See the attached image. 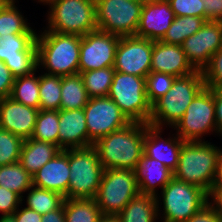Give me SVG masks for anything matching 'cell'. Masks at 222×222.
Segmentation results:
<instances>
[{
	"instance_id": "1",
	"label": "cell",
	"mask_w": 222,
	"mask_h": 222,
	"mask_svg": "<svg viewBox=\"0 0 222 222\" xmlns=\"http://www.w3.org/2000/svg\"><path fill=\"white\" fill-rule=\"evenodd\" d=\"M146 124L130 122L114 132L99 138L93 146L104 170H135L141 160Z\"/></svg>"
},
{
	"instance_id": "2",
	"label": "cell",
	"mask_w": 222,
	"mask_h": 222,
	"mask_svg": "<svg viewBox=\"0 0 222 222\" xmlns=\"http://www.w3.org/2000/svg\"><path fill=\"white\" fill-rule=\"evenodd\" d=\"M220 148L208 141H184L174 178L199 186L210 194L221 163Z\"/></svg>"
},
{
	"instance_id": "3",
	"label": "cell",
	"mask_w": 222,
	"mask_h": 222,
	"mask_svg": "<svg viewBox=\"0 0 222 222\" xmlns=\"http://www.w3.org/2000/svg\"><path fill=\"white\" fill-rule=\"evenodd\" d=\"M81 36L43 30L37 34V62L45 74L68 76L79 73Z\"/></svg>"
},
{
	"instance_id": "4",
	"label": "cell",
	"mask_w": 222,
	"mask_h": 222,
	"mask_svg": "<svg viewBox=\"0 0 222 222\" xmlns=\"http://www.w3.org/2000/svg\"><path fill=\"white\" fill-rule=\"evenodd\" d=\"M204 87L205 81L201 70L176 77L168 92L152 105L148 124L156 128H173Z\"/></svg>"
},
{
	"instance_id": "5",
	"label": "cell",
	"mask_w": 222,
	"mask_h": 222,
	"mask_svg": "<svg viewBox=\"0 0 222 222\" xmlns=\"http://www.w3.org/2000/svg\"><path fill=\"white\" fill-rule=\"evenodd\" d=\"M46 27L55 33L83 36L97 30L95 0H48Z\"/></svg>"
},
{
	"instance_id": "6",
	"label": "cell",
	"mask_w": 222,
	"mask_h": 222,
	"mask_svg": "<svg viewBox=\"0 0 222 222\" xmlns=\"http://www.w3.org/2000/svg\"><path fill=\"white\" fill-rule=\"evenodd\" d=\"M156 200L159 222H186L209 202V194L199 186L173 177L156 195Z\"/></svg>"
},
{
	"instance_id": "7",
	"label": "cell",
	"mask_w": 222,
	"mask_h": 222,
	"mask_svg": "<svg viewBox=\"0 0 222 222\" xmlns=\"http://www.w3.org/2000/svg\"><path fill=\"white\" fill-rule=\"evenodd\" d=\"M69 169L65 199H95L104 171L96 148L69 149Z\"/></svg>"
},
{
	"instance_id": "8",
	"label": "cell",
	"mask_w": 222,
	"mask_h": 222,
	"mask_svg": "<svg viewBox=\"0 0 222 222\" xmlns=\"http://www.w3.org/2000/svg\"><path fill=\"white\" fill-rule=\"evenodd\" d=\"M108 96L130 122L148 124L152 105L147 98L145 78L115 71Z\"/></svg>"
},
{
	"instance_id": "9",
	"label": "cell",
	"mask_w": 222,
	"mask_h": 222,
	"mask_svg": "<svg viewBox=\"0 0 222 222\" xmlns=\"http://www.w3.org/2000/svg\"><path fill=\"white\" fill-rule=\"evenodd\" d=\"M172 129L183 141H205L203 136L217 135L214 89L205 86Z\"/></svg>"
},
{
	"instance_id": "10",
	"label": "cell",
	"mask_w": 222,
	"mask_h": 222,
	"mask_svg": "<svg viewBox=\"0 0 222 222\" xmlns=\"http://www.w3.org/2000/svg\"><path fill=\"white\" fill-rule=\"evenodd\" d=\"M144 0H95L96 25L119 37L135 36Z\"/></svg>"
},
{
	"instance_id": "11",
	"label": "cell",
	"mask_w": 222,
	"mask_h": 222,
	"mask_svg": "<svg viewBox=\"0 0 222 222\" xmlns=\"http://www.w3.org/2000/svg\"><path fill=\"white\" fill-rule=\"evenodd\" d=\"M135 172L129 169H106L95 197L103 215H118L139 194Z\"/></svg>"
},
{
	"instance_id": "12",
	"label": "cell",
	"mask_w": 222,
	"mask_h": 222,
	"mask_svg": "<svg viewBox=\"0 0 222 222\" xmlns=\"http://www.w3.org/2000/svg\"><path fill=\"white\" fill-rule=\"evenodd\" d=\"M37 33L31 27L25 34L0 35V60L15 78L29 75L38 69Z\"/></svg>"
},
{
	"instance_id": "13",
	"label": "cell",
	"mask_w": 222,
	"mask_h": 222,
	"mask_svg": "<svg viewBox=\"0 0 222 222\" xmlns=\"http://www.w3.org/2000/svg\"><path fill=\"white\" fill-rule=\"evenodd\" d=\"M84 113L88 129V147L99 138L130 123L109 96L89 98Z\"/></svg>"
},
{
	"instance_id": "14",
	"label": "cell",
	"mask_w": 222,
	"mask_h": 222,
	"mask_svg": "<svg viewBox=\"0 0 222 222\" xmlns=\"http://www.w3.org/2000/svg\"><path fill=\"white\" fill-rule=\"evenodd\" d=\"M153 40L137 36L120 37L114 70L146 78L151 72Z\"/></svg>"
},
{
	"instance_id": "15",
	"label": "cell",
	"mask_w": 222,
	"mask_h": 222,
	"mask_svg": "<svg viewBox=\"0 0 222 222\" xmlns=\"http://www.w3.org/2000/svg\"><path fill=\"white\" fill-rule=\"evenodd\" d=\"M120 37L99 29L81 36L79 73L113 67Z\"/></svg>"
},
{
	"instance_id": "16",
	"label": "cell",
	"mask_w": 222,
	"mask_h": 222,
	"mask_svg": "<svg viewBox=\"0 0 222 222\" xmlns=\"http://www.w3.org/2000/svg\"><path fill=\"white\" fill-rule=\"evenodd\" d=\"M181 47L192 66L202 71L211 56L222 49V22L206 21Z\"/></svg>"
},
{
	"instance_id": "17",
	"label": "cell",
	"mask_w": 222,
	"mask_h": 222,
	"mask_svg": "<svg viewBox=\"0 0 222 222\" xmlns=\"http://www.w3.org/2000/svg\"><path fill=\"white\" fill-rule=\"evenodd\" d=\"M174 18V12L167 0H146L135 36L160 41Z\"/></svg>"
},
{
	"instance_id": "18",
	"label": "cell",
	"mask_w": 222,
	"mask_h": 222,
	"mask_svg": "<svg viewBox=\"0 0 222 222\" xmlns=\"http://www.w3.org/2000/svg\"><path fill=\"white\" fill-rule=\"evenodd\" d=\"M39 110L15 102L10 97L0 99V128L23 140L31 138Z\"/></svg>"
},
{
	"instance_id": "19",
	"label": "cell",
	"mask_w": 222,
	"mask_h": 222,
	"mask_svg": "<svg viewBox=\"0 0 222 222\" xmlns=\"http://www.w3.org/2000/svg\"><path fill=\"white\" fill-rule=\"evenodd\" d=\"M164 130L165 128H156L146 124L143 153L159 160L174 172L178 166L179 154L184 141L177 134H168L169 137L164 138Z\"/></svg>"
},
{
	"instance_id": "20",
	"label": "cell",
	"mask_w": 222,
	"mask_h": 222,
	"mask_svg": "<svg viewBox=\"0 0 222 222\" xmlns=\"http://www.w3.org/2000/svg\"><path fill=\"white\" fill-rule=\"evenodd\" d=\"M151 72L170 74L175 77L189 75L196 71L188 61L181 45L153 41Z\"/></svg>"
},
{
	"instance_id": "21",
	"label": "cell",
	"mask_w": 222,
	"mask_h": 222,
	"mask_svg": "<svg viewBox=\"0 0 222 222\" xmlns=\"http://www.w3.org/2000/svg\"><path fill=\"white\" fill-rule=\"evenodd\" d=\"M69 176V149L61 150L32 176L33 186L65 196L68 191Z\"/></svg>"
},
{
	"instance_id": "22",
	"label": "cell",
	"mask_w": 222,
	"mask_h": 222,
	"mask_svg": "<svg viewBox=\"0 0 222 222\" xmlns=\"http://www.w3.org/2000/svg\"><path fill=\"white\" fill-rule=\"evenodd\" d=\"M58 147L61 150L88 147L84 109L59 110Z\"/></svg>"
},
{
	"instance_id": "23",
	"label": "cell",
	"mask_w": 222,
	"mask_h": 222,
	"mask_svg": "<svg viewBox=\"0 0 222 222\" xmlns=\"http://www.w3.org/2000/svg\"><path fill=\"white\" fill-rule=\"evenodd\" d=\"M139 192L156 196L158 188L162 190L166 184L174 177L171 169L159 160L150 158L144 153L134 170Z\"/></svg>"
},
{
	"instance_id": "24",
	"label": "cell",
	"mask_w": 222,
	"mask_h": 222,
	"mask_svg": "<svg viewBox=\"0 0 222 222\" xmlns=\"http://www.w3.org/2000/svg\"><path fill=\"white\" fill-rule=\"evenodd\" d=\"M61 149L52 143L37 141L33 138L25 139L19 157L21 166L32 176Z\"/></svg>"
},
{
	"instance_id": "25",
	"label": "cell",
	"mask_w": 222,
	"mask_h": 222,
	"mask_svg": "<svg viewBox=\"0 0 222 222\" xmlns=\"http://www.w3.org/2000/svg\"><path fill=\"white\" fill-rule=\"evenodd\" d=\"M117 216L120 222H156L159 220L156 196L139 193Z\"/></svg>"
},
{
	"instance_id": "26",
	"label": "cell",
	"mask_w": 222,
	"mask_h": 222,
	"mask_svg": "<svg viewBox=\"0 0 222 222\" xmlns=\"http://www.w3.org/2000/svg\"><path fill=\"white\" fill-rule=\"evenodd\" d=\"M89 97L80 73L61 76L60 110L84 109Z\"/></svg>"
},
{
	"instance_id": "27",
	"label": "cell",
	"mask_w": 222,
	"mask_h": 222,
	"mask_svg": "<svg viewBox=\"0 0 222 222\" xmlns=\"http://www.w3.org/2000/svg\"><path fill=\"white\" fill-rule=\"evenodd\" d=\"M36 72L39 73V70L26 76L16 77L9 97L15 102L39 110V74Z\"/></svg>"
},
{
	"instance_id": "28",
	"label": "cell",
	"mask_w": 222,
	"mask_h": 222,
	"mask_svg": "<svg viewBox=\"0 0 222 222\" xmlns=\"http://www.w3.org/2000/svg\"><path fill=\"white\" fill-rule=\"evenodd\" d=\"M22 201L26 202V208L43 215L59 209L63 205L65 197L58 192L32 186L27 191V195L22 197Z\"/></svg>"
},
{
	"instance_id": "29",
	"label": "cell",
	"mask_w": 222,
	"mask_h": 222,
	"mask_svg": "<svg viewBox=\"0 0 222 222\" xmlns=\"http://www.w3.org/2000/svg\"><path fill=\"white\" fill-rule=\"evenodd\" d=\"M66 222H99L103 216L95 199H65Z\"/></svg>"
},
{
	"instance_id": "30",
	"label": "cell",
	"mask_w": 222,
	"mask_h": 222,
	"mask_svg": "<svg viewBox=\"0 0 222 222\" xmlns=\"http://www.w3.org/2000/svg\"><path fill=\"white\" fill-rule=\"evenodd\" d=\"M0 186L17 193L21 198L33 186V178L19 162L0 166Z\"/></svg>"
},
{
	"instance_id": "31",
	"label": "cell",
	"mask_w": 222,
	"mask_h": 222,
	"mask_svg": "<svg viewBox=\"0 0 222 222\" xmlns=\"http://www.w3.org/2000/svg\"><path fill=\"white\" fill-rule=\"evenodd\" d=\"M205 22L204 18L197 16H175L171 26L160 41L181 45L185 39L195 34Z\"/></svg>"
},
{
	"instance_id": "32",
	"label": "cell",
	"mask_w": 222,
	"mask_h": 222,
	"mask_svg": "<svg viewBox=\"0 0 222 222\" xmlns=\"http://www.w3.org/2000/svg\"><path fill=\"white\" fill-rule=\"evenodd\" d=\"M18 0H8L0 8V35L25 34L31 25L16 6Z\"/></svg>"
},
{
	"instance_id": "33",
	"label": "cell",
	"mask_w": 222,
	"mask_h": 222,
	"mask_svg": "<svg viewBox=\"0 0 222 222\" xmlns=\"http://www.w3.org/2000/svg\"><path fill=\"white\" fill-rule=\"evenodd\" d=\"M39 110H60L61 76L39 75Z\"/></svg>"
},
{
	"instance_id": "34",
	"label": "cell",
	"mask_w": 222,
	"mask_h": 222,
	"mask_svg": "<svg viewBox=\"0 0 222 222\" xmlns=\"http://www.w3.org/2000/svg\"><path fill=\"white\" fill-rule=\"evenodd\" d=\"M59 111L39 110L31 138L58 146Z\"/></svg>"
},
{
	"instance_id": "35",
	"label": "cell",
	"mask_w": 222,
	"mask_h": 222,
	"mask_svg": "<svg viewBox=\"0 0 222 222\" xmlns=\"http://www.w3.org/2000/svg\"><path fill=\"white\" fill-rule=\"evenodd\" d=\"M115 70L105 67L98 70L82 72V79L89 98L108 96Z\"/></svg>"
},
{
	"instance_id": "36",
	"label": "cell",
	"mask_w": 222,
	"mask_h": 222,
	"mask_svg": "<svg viewBox=\"0 0 222 222\" xmlns=\"http://www.w3.org/2000/svg\"><path fill=\"white\" fill-rule=\"evenodd\" d=\"M24 140L0 128V166L19 162Z\"/></svg>"
},
{
	"instance_id": "37",
	"label": "cell",
	"mask_w": 222,
	"mask_h": 222,
	"mask_svg": "<svg viewBox=\"0 0 222 222\" xmlns=\"http://www.w3.org/2000/svg\"><path fill=\"white\" fill-rule=\"evenodd\" d=\"M175 78L173 75L159 72H150L146 76V94L151 105L168 92Z\"/></svg>"
},
{
	"instance_id": "38",
	"label": "cell",
	"mask_w": 222,
	"mask_h": 222,
	"mask_svg": "<svg viewBox=\"0 0 222 222\" xmlns=\"http://www.w3.org/2000/svg\"><path fill=\"white\" fill-rule=\"evenodd\" d=\"M205 86L222 90V49H219L210 58L209 63L202 70Z\"/></svg>"
},
{
	"instance_id": "39",
	"label": "cell",
	"mask_w": 222,
	"mask_h": 222,
	"mask_svg": "<svg viewBox=\"0 0 222 222\" xmlns=\"http://www.w3.org/2000/svg\"><path fill=\"white\" fill-rule=\"evenodd\" d=\"M175 16H197L205 19L202 0H167Z\"/></svg>"
},
{
	"instance_id": "40",
	"label": "cell",
	"mask_w": 222,
	"mask_h": 222,
	"mask_svg": "<svg viewBox=\"0 0 222 222\" xmlns=\"http://www.w3.org/2000/svg\"><path fill=\"white\" fill-rule=\"evenodd\" d=\"M21 204L22 198L17 193L0 186L1 216L13 215Z\"/></svg>"
},
{
	"instance_id": "41",
	"label": "cell",
	"mask_w": 222,
	"mask_h": 222,
	"mask_svg": "<svg viewBox=\"0 0 222 222\" xmlns=\"http://www.w3.org/2000/svg\"><path fill=\"white\" fill-rule=\"evenodd\" d=\"M186 222H222V218L214 206L208 202Z\"/></svg>"
},
{
	"instance_id": "42",
	"label": "cell",
	"mask_w": 222,
	"mask_h": 222,
	"mask_svg": "<svg viewBox=\"0 0 222 222\" xmlns=\"http://www.w3.org/2000/svg\"><path fill=\"white\" fill-rule=\"evenodd\" d=\"M14 79L9 68L0 60V99L10 96Z\"/></svg>"
},
{
	"instance_id": "43",
	"label": "cell",
	"mask_w": 222,
	"mask_h": 222,
	"mask_svg": "<svg viewBox=\"0 0 222 222\" xmlns=\"http://www.w3.org/2000/svg\"><path fill=\"white\" fill-rule=\"evenodd\" d=\"M204 3L205 20L222 22V0H202Z\"/></svg>"
},
{
	"instance_id": "44",
	"label": "cell",
	"mask_w": 222,
	"mask_h": 222,
	"mask_svg": "<svg viewBox=\"0 0 222 222\" xmlns=\"http://www.w3.org/2000/svg\"><path fill=\"white\" fill-rule=\"evenodd\" d=\"M16 222H42V215L34 210L22 207V204L13 213Z\"/></svg>"
},
{
	"instance_id": "45",
	"label": "cell",
	"mask_w": 222,
	"mask_h": 222,
	"mask_svg": "<svg viewBox=\"0 0 222 222\" xmlns=\"http://www.w3.org/2000/svg\"><path fill=\"white\" fill-rule=\"evenodd\" d=\"M214 103L217 135L222 137V90H214Z\"/></svg>"
},
{
	"instance_id": "46",
	"label": "cell",
	"mask_w": 222,
	"mask_h": 222,
	"mask_svg": "<svg viewBox=\"0 0 222 222\" xmlns=\"http://www.w3.org/2000/svg\"><path fill=\"white\" fill-rule=\"evenodd\" d=\"M41 220L42 222H66L64 203L59 209L43 214Z\"/></svg>"
},
{
	"instance_id": "47",
	"label": "cell",
	"mask_w": 222,
	"mask_h": 222,
	"mask_svg": "<svg viewBox=\"0 0 222 222\" xmlns=\"http://www.w3.org/2000/svg\"><path fill=\"white\" fill-rule=\"evenodd\" d=\"M209 202L222 218V189H212V192L209 194Z\"/></svg>"
},
{
	"instance_id": "48",
	"label": "cell",
	"mask_w": 222,
	"mask_h": 222,
	"mask_svg": "<svg viewBox=\"0 0 222 222\" xmlns=\"http://www.w3.org/2000/svg\"><path fill=\"white\" fill-rule=\"evenodd\" d=\"M213 189H222V162L219 165L216 182Z\"/></svg>"
},
{
	"instance_id": "49",
	"label": "cell",
	"mask_w": 222,
	"mask_h": 222,
	"mask_svg": "<svg viewBox=\"0 0 222 222\" xmlns=\"http://www.w3.org/2000/svg\"><path fill=\"white\" fill-rule=\"evenodd\" d=\"M99 222H120L117 215H103Z\"/></svg>"
},
{
	"instance_id": "50",
	"label": "cell",
	"mask_w": 222,
	"mask_h": 222,
	"mask_svg": "<svg viewBox=\"0 0 222 222\" xmlns=\"http://www.w3.org/2000/svg\"><path fill=\"white\" fill-rule=\"evenodd\" d=\"M0 222H16L13 215L0 216Z\"/></svg>"
},
{
	"instance_id": "51",
	"label": "cell",
	"mask_w": 222,
	"mask_h": 222,
	"mask_svg": "<svg viewBox=\"0 0 222 222\" xmlns=\"http://www.w3.org/2000/svg\"><path fill=\"white\" fill-rule=\"evenodd\" d=\"M34 1H38V3H40V4H43L44 5V3H46L48 0H34Z\"/></svg>"
},
{
	"instance_id": "52",
	"label": "cell",
	"mask_w": 222,
	"mask_h": 222,
	"mask_svg": "<svg viewBox=\"0 0 222 222\" xmlns=\"http://www.w3.org/2000/svg\"><path fill=\"white\" fill-rule=\"evenodd\" d=\"M8 0H0V8L7 2Z\"/></svg>"
},
{
	"instance_id": "53",
	"label": "cell",
	"mask_w": 222,
	"mask_h": 222,
	"mask_svg": "<svg viewBox=\"0 0 222 222\" xmlns=\"http://www.w3.org/2000/svg\"><path fill=\"white\" fill-rule=\"evenodd\" d=\"M220 156H221V162H222V148H220Z\"/></svg>"
}]
</instances>
